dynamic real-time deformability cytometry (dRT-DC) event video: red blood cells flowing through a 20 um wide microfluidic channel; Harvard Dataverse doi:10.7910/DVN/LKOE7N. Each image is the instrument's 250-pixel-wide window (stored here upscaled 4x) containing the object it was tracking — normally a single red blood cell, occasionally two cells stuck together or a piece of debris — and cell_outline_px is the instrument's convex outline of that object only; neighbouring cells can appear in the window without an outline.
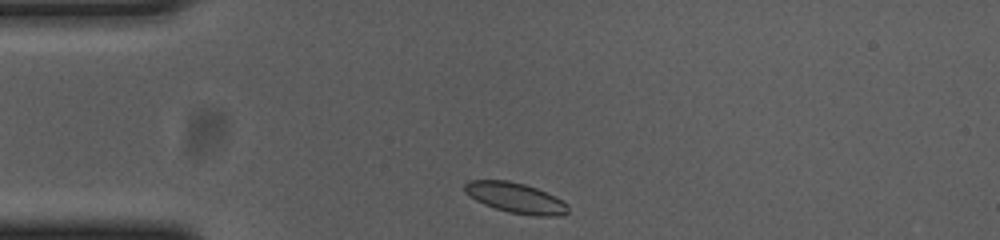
{"species": "common noctule bat (a hibernating species)", "species_latin": "Nyctalus noctula", "temperature_condition": "cold", "stored_images_in_passage": 33, "camera_frame_rate_fps": 3000, "um_per_image_px": 0.085, "animal": {"sex": "female", "body_mass_g": 23.0, "forearm_length_mm": 53.4}, "frame": {"image": 1, "passage_image": 1, "time_ms": 0.0, "image_size_px": [1000, 240], "cell_outline_px": [[568, 212], [560, 216], [536, 216], [508, 212], [484, 204], [476, 200], [464, 192], [464, 184], [468, 180], [508, 180], [524, 184], [536, 188], [556, 196], [568, 204]], "centroid_in_image_um": [43.83, 16.81], "position_along_channel_um": 41.2, "area_um2": 18.32}}
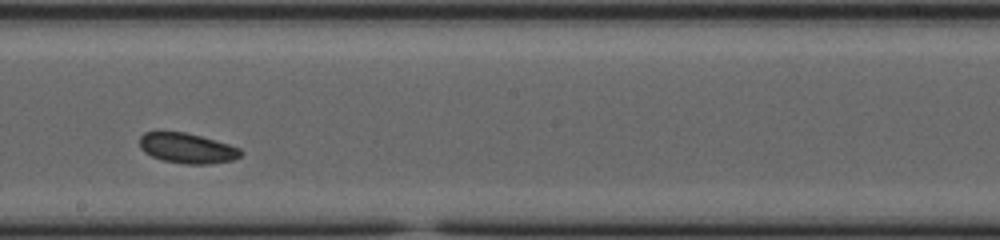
{"frame": {"image": 2, "passage_image": 19, "time_ms": 6.0, "image_size_px": [1000, 240], "cell_outline_px": [[244, 152], [240, 156], [232, 160], [208, 164], [184, 164], [164, 160], [152, 156], [144, 152], [140, 148], [140, 136], [144, 132], [184, 132], [200, 136], [228, 144], [240, 148]], "centroid_in_image_um": [15.91, 12.6], "position_along_channel_um": 232.3, "area_um2": 17.63}}
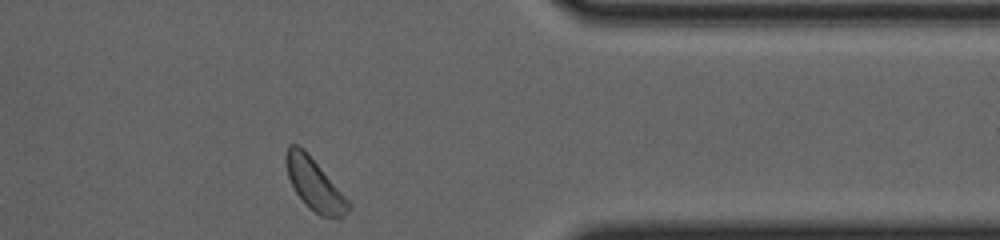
{"frame": {"image": 3, "passage_image": 33, "time_ms": 10.667, "image_size_px": [1000, 240], "cell_outline_px": [[352, 208], [340, 220], [336, 220], [320, 216], [296, 192], [288, 176], [284, 160], [284, 156], [288, 144], [296, 144], [316, 164], [352, 204]], "centroid_in_image_um": [26.76, 15.74], "position_along_channel_um": 384.6, "area_um2": 18.21}}